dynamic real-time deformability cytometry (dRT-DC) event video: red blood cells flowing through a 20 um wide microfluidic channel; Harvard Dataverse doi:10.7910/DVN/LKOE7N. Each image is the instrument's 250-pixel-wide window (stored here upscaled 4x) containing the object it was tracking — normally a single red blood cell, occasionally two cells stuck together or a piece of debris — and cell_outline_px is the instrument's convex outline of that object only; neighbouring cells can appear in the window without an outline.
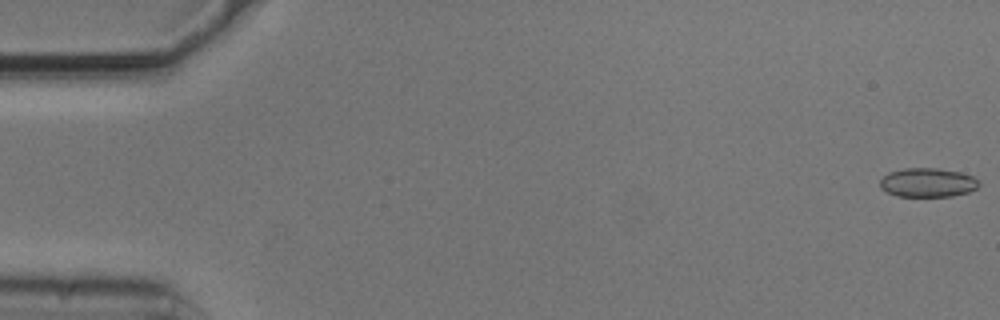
{"species": "common noctule bat (a hibernating species)", "species_latin": "Nyctalus noctula", "temperature_condition": "cold", "stored_images_in_passage": 4, "camera_frame_rate_fps": 3000, "um_per_image_px": 0.085, "animal": {"sex": "male", "body_mass_g": 20.5, "forearm_length_mm": 52.5}, "frame": {"image": 1, "passage_image": 1, "time_ms": 0.0, "image_size_px": [1000, 320], "cell_outline_px": [[980, 184], [976, 188], [968, 192], [952, 196], [896, 196], [880, 188], [880, 180], [888, 172], [904, 168], [936, 168], [960, 172], [972, 176]], "centroid_in_image_um": [78.82, 15.51], "position_along_channel_um": 6.2, "area_um2": 16.65}}